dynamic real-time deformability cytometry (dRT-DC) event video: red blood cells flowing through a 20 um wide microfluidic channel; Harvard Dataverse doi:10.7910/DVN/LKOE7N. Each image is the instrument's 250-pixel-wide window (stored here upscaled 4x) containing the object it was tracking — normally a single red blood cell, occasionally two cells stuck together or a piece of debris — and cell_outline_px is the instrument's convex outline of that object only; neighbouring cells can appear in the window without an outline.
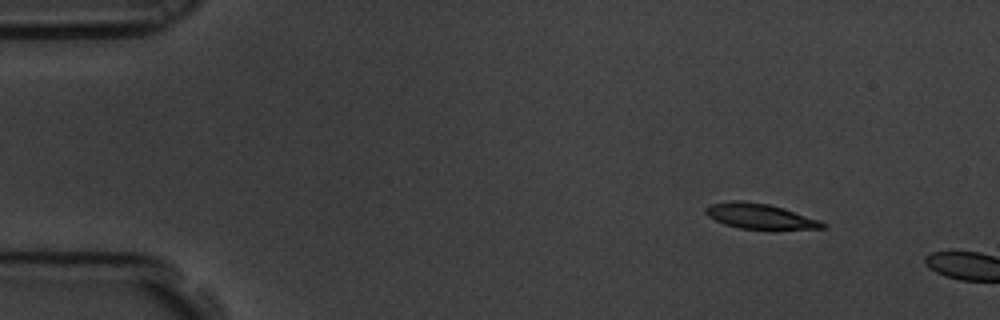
{"species": "common noctule bat (a hibernating species)", "species_latin": "Nyctalus noctula", "temperature_condition": "room temperature", "stored_images_in_passage": 9, "camera_frame_rate_fps": 3000, "um_per_image_px": 0.085, "animal": {"sex": "male", "body_mass_g": 19.5, "forearm_length_mm": 54.6}, "frame": {"image": 1, "passage_image": 6, "time_ms": 1.667, "image_size_px": [1000, 320], "cell_outline_px": [[828, 224], [824, 228], [740, 228], [724, 224], [708, 216], [704, 212], [704, 208], [708, 204], [732, 200], [740, 200], [768, 204], [784, 208], [820, 220]], "centroid_in_image_um": [64.54, 18.35], "position_along_channel_um": 20.5, "area_um2": 16.94}}